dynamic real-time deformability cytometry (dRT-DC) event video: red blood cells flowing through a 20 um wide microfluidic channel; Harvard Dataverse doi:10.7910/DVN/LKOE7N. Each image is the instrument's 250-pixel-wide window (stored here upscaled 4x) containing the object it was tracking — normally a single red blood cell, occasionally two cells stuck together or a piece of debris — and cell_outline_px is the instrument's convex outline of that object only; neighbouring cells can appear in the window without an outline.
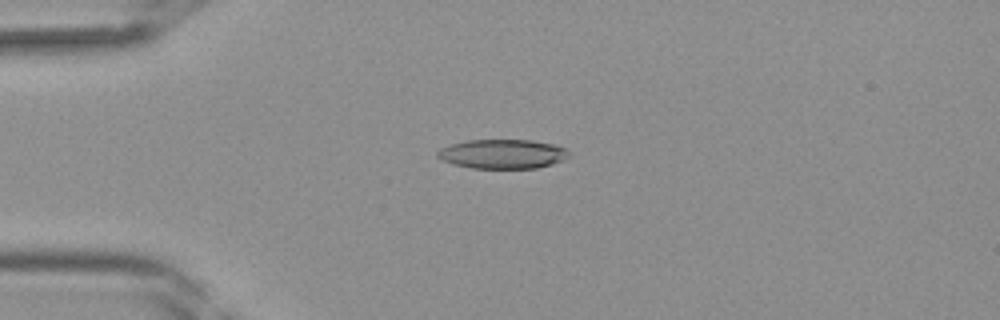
{"species": "Egyptian fruit bat (a non-hibernating species)", "species_latin": "Rousettus aegyptiacus", "temperature_condition": "room temperature", "stored_images_in_passage": 41, "camera_frame_rate_fps": 3000, "um_per_image_px": 0.085, "frame": {"image": 1, "passage_image": 10, "time_ms": 3.0, "image_size_px": [1000, 320], "cell_outline_px": [[572, 156], [552, 164], [536, 168], [472, 168], [452, 164], [436, 156], [436, 152], [440, 148], [448, 144], [468, 140], [532, 140], [556, 144], [564, 148]], "centroid_in_image_um": [42.71, 13.08], "position_along_channel_um": 42.3, "area_um2": 22.6}}
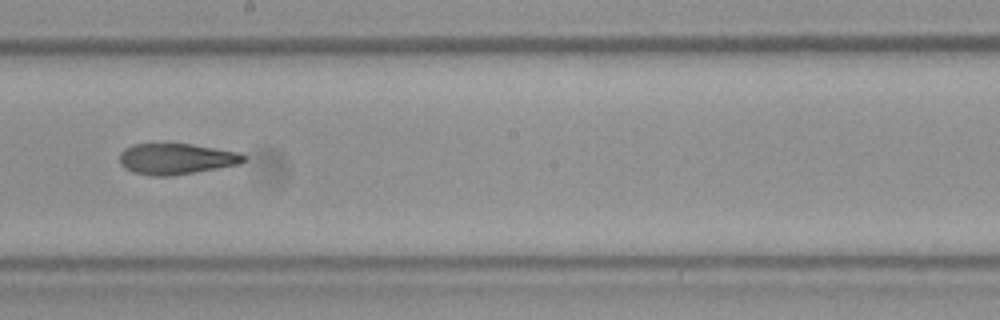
{"frame": {"image": 2, "passage_image": 23, "time_ms": 7.333, "image_size_px": [1000, 320], "cell_outline_px": [[248, 156], [240, 164], [172, 176], [152, 176], [132, 172], [124, 168], [120, 164], [120, 152], [124, 148], [132, 144], [192, 144], [240, 152]], "centroid_in_image_um": [14.98, 13.5], "position_along_channel_um": 233.2, "area_um2": 22.54}}
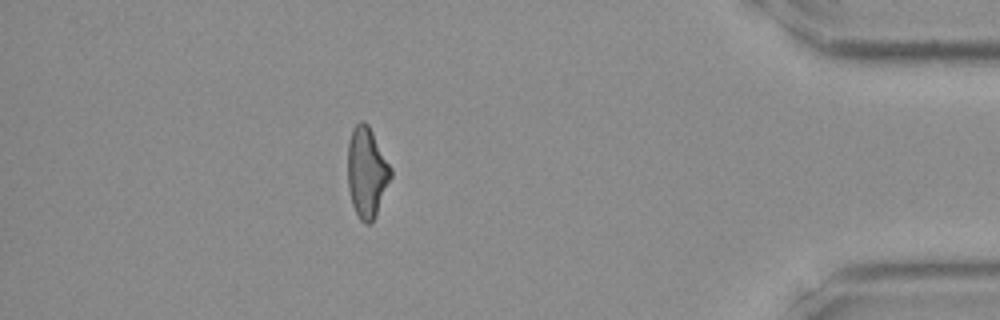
{"frame": {"image": 3, "passage_image": 36, "time_ms": 11.667, "image_size_px": [1000, 320], "cell_outline_px": [[392, 176], [376, 216], [368, 224], [364, 224], [360, 220], [352, 204], [348, 188], [348, 140], [352, 128], [360, 120], [364, 120], [368, 124], [392, 168]], "centroid_in_image_um": [31.18, 14.63], "position_along_channel_um": 404.0, "area_um2": 22.83}}